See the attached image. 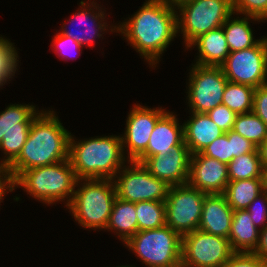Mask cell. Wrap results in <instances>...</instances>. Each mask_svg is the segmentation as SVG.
Wrapping results in <instances>:
<instances>
[{
	"label": "cell",
	"instance_id": "7bdbcfd3",
	"mask_svg": "<svg viewBox=\"0 0 267 267\" xmlns=\"http://www.w3.org/2000/svg\"><path fill=\"white\" fill-rule=\"evenodd\" d=\"M262 185H263V191L267 193V167L263 168Z\"/></svg>",
	"mask_w": 267,
	"mask_h": 267
},
{
	"label": "cell",
	"instance_id": "ffe728a7",
	"mask_svg": "<svg viewBox=\"0 0 267 267\" xmlns=\"http://www.w3.org/2000/svg\"><path fill=\"white\" fill-rule=\"evenodd\" d=\"M192 117L183 123L184 142L191 155L202 152L225 132L211 120L207 113L191 112Z\"/></svg>",
	"mask_w": 267,
	"mask_h": 267
},
{
	"label": "cell",
	"instance_id": "60d3db41",
	"mask_svg": "<svg viewBox=\"0 0 267 267\" xmlns=\"http://www.w3.org/2000/svg\"><path fill=\"white\" fill-rule=\"evenodd\" d=\"M259 157L263 168L267 167V138L258 147Z\"/></svg>",
	"mask_w": 267,
	"mask_h": 267
},
{
	"label": "cell",
	"instance_id": "8992f818",
	"mask_svg": "<svg viewBox=\"0 0 267 267\" xmlns=\"http://www.w3.org/2000/svg\"><path fill=\"white\" fill-rule=\"evenodd\" d=\"M124 244L147 267L181 265L182 237L167 225L157 229L138 231Z\"/></svg>",
	"mask_w": 267,
	"mask_h": 267
},
{
	"label": "cell",
	"instance_id": "4316f807",
	"mask_svg": "<svg viewBox=\"0 0 267 267\" xmlns=\"http://www.w3.org/2000/svg\"><path fill=\"white\" fill-rule=\"evenodd\" d=\"M263 167L259 157L258 149L252 153L243 154L234 158L228 164L229 182L262 178Z\"/></svg>",
	"mask_w": 267,
	"mask_h": 267
},
{
	"label": "cell",
	"instance_id": "44dd1931",
	"mask_svg": "<svg viewBox=\"0 0 267 267\" xmlns=\"http://www.w3.org/2000/svg\"><path fill=\"white\" fill-rule=\"evenodd\" d=\"M193 46L198 48L199 56L195 64L199 66L220 67L230 53L223 27L201 34L187 48Z\"/></svg>",
	"mask_w": 267,
	"mask_h": 267
},
{
	"label": "cell",
	"instance_id": "9a60e30c",
	"mask_svg": "<svg viewBox=\"0 0 267 267\" xmlns=\"http://www.w3.org/2000/svg\"><path fill=\"white\" fill-rule=\"evenodd\" d=\"M191 153L183 142L164 156L156 154L142 164L156 178L165 181L170 187L188 183Z\"/></svg>",
	"mask_w": 267,
	"mask_h": 267
},
{
	"label": "cell",
	"instance_id": "f546056e",
	"mask_svg": "<svg viewBox=\"0 0 267 267\" xmlns=\"http://www.w3.org/2000/svg\"><path fill=\"white\" fill-rule=\"evenodd\" d=\"M14 43L6 40L0 46V78L7 83L10 78H13L17 70V50ZM9 79V80H8Z\"/></svg>",
	"mask_w": 267,
	"mask_h": 267
},
{
	"label": "cell",
	"instance_id": "83f0119b",
	"mask_svg": "<svg viewBox=\"0 0 267 267\" xmlns=\"http://www.w3.org/2000/svg\"><path fill=\"white\" fill-rule=\"evenodd\" d=\"M138 231L157 229L166 225V205L163 201L135 203Z\"/></svg>",
	"mask_w": 267,
	"mask_h": 267
},
{
	"label": "cell",
	"instance_id": "cb8c5ba5",
	"mask_svg": "<svg viewBox=\"0 0 267 267\" xmlns=\"http://www.w3.org/2000/svg\"><path fill=\"white\" fill-rule=\"evenodd\" d=\"M252 19L253 21L259 22L258 18L251 16H246L243 18L234 17L233 19L231 15L226 20L222 27L230 52L250 48L252 46H255L261 40V38L255 40V38L253 37V30L251 29L249 23V21Z\"/></svg>",
	"mask_w": 267,
	"mask_h": 267
},
{
	"label": "cell",
	"instance_id": "7a4b0ae2",
	"mask_svg": "<svg viewBox=\"0 0 267 267\" xmlns=\"http://www.w3.org/2000/svg\"><path fill=\"white\" fill-rule=\"evenodd\" d=\"M71 133L54 111H43L33 120L19 156L7 167L15 179L22 171L69 159Z\"/></svg>",
	"mask_w": 267,
	"mask_h": 267
},
{
	"label": "cell",
	"instance_id": "2e32d148",
	"mask_svg": "<svg viewBox=\"0 0 267 267\" xmlns=\"http://www.w3.org/2000/svg\"><path fill=\"white\" fill-rule=\"evenodd\" d=\"M228 183V164L201 152L191 155L189 185L207 194H223Z\"/></svg>",
	"mask_w": 267,
	"mask_h": 267
},
{
	"label": "cell",
	"instance_id": "7dc6e473",
	"mask_svg": "<svg viewBox=\"0 0 267 267\" xmlns=\"http://www.w3.org/2000/svg\"><path fill=\"white\" fill-rule=\"evenodd\" d=\"M116 267H117V266H116ZM118 267H132V266H129V265H127V266L125 265V266H124V265H122V266H118Z\"/></svg>",
	"mask_w": 267,
	"mask_h": 267
},
{
	"label": "cell",
	"instance_id": "b9f144b4",
	"mask_svg": "<svg viewBox=\"0 0 267 267\" xmlns=\"http://www.w3.org/2000/svg\"><path fill=\"white\" fill-rule=\"evenodd\" d=\"M160 1H163V2H165L167 5L176 8V7L179 6L180 4H182V3L186 2V1H189V0H160Z\"/></svg>",
	"mask_w": 267,
	"mask_h": 267
},
{
	"label": "cell",
	"instance_id": "4fadbf2b",
	"mask_svg": "<svg viewBox=\"0 0 267 267\" xmlns=\"http://www.w3.org/2000/svg\"><path fill=\"white\" fill-rule=\"evenodd\" d=\"M188 84V106L191 112L208 113L222 104L228 82L221 67L192 64Z\"/></svg>",
	"mask_w": 267,
	"mask_h": 267
},
{
	"label": "cell",
	"instance_id": "e575fe53",
	"mask_svg": "<svg viewBox=\"0 0 267 267\" xmlns=\"http://www.w3.org/2000/svg\"><path fill=\"white\" fill-rule=\"evenodd\" d=\"M207 114L224 132H228L233 128L237 116L235 112L223 104L217 105Z\"/></svg>",
	"mask_w": 267,
	"mask_h": 267
},
{
	"label": "cell",
	"instance_id": "1f68e13d",
	"mask_svg": "<svg viewBox=\"0 0 267 267\" xmlns=\"http://www.w3.org/2000/svg\"><path fill=\"white\" fill-rule=\"evenodd\" d=\"M233 13L260 18L267 9V0H232Z\"/></svg>",
	"mask_w": 267,
	"mask_h": 267
},
{
	"label": "cell",
	"instance_id": "d6a6232c",
	"mask_svg": "<svg viewBox=\"0 0 267 267\" xmlns=\"http://www.w3.org/2000/svg\"><path fill=\"white\" fill-rule=\"evenodd\" d=\"M246 211H248L252 222L259 230L265 228L267 226V193L263 191L257 196L246 208Z\"/></svg>",
	"mask_w": 267,
	"mask_h": 267
},
{
	"label": "cell",
	"instance_id": "7c38bea8",
	"mask_svg": "<svg viewBox=\"0 0 267 267\" xmlns=\"http://www.w3.org/2000/svg\"><path fill=\"white\" fill-rule=\"evenodd\" d=\"M234 253L229 239L199 229L182 236L181 265L222 267Z\"/></svg>",
	"mask_w": 267,
	"mask_h": 267
},
{
	"label": "cell",
	"instance_id": "603a6c76",
	"mask_svg": "<svg viewBox=\"0 0 267 267\" xmlns=\"http://www.w3.org/2000/svg\"><path fill=\"white\" fill-rule=\"evenodd\" d=\"M105 230L115 231L125 243L138 232V221L135 203L116 197Z\"/></svg>",
	"mask_w": 267,
	"mask_h": 267
},
{
	"label": "cell",
	"instance_id": "ba28073f",
	"mask_svg": "<svg viewBox=\"0 0 267 267\" xmlns=\"http://www.w3.org/2000/svg\"><path fill=\"white\" fill-rule=\"evenodd\" d=\"M128 164L130 166L122 167L118 172L119 174L117 173L113 179L116 196L133 203L143 201L165 202L170 186L165 181L154 177L142 163L128 161Z\"/></svg>",
	"mask_w": 267,
	"mask_h": 267
},
{
	"label": "cell",
	"instance_id": "ac0fdd59",
	"mask_svg": "<svg viewBox=\"0 0 267 267\" xmlns=\"http://www.w3.org/2000/svg\"><path fill=\"white\" fill-rule=\"evenodd\" d=\"M233 212L223 194H207L198 229L228 239Z\"/></svg>",
	"mask_w": 267,
	"mask_h": 267
},
{
	"label": "cell",
	"instance_id": "5bb4252c",
	"mask_svg": "<svg viewBox=\"0 0 267 267\" xmlns=\"http://www.w3.org/2000/svg\"><path fill=\"white\" fill-rule=\"evenodd\" d=\"M130 111L124 136L121 137L123 152L128 151V160L135 161L148 146L157 121L167 112L162 108H148L135 104ZM127 146V147H126Z\"/></svg>",
	"mask_w": 267,
	"mask_h": 267
},
{
	"label": "cell",
	"instance_id": "9c48e42d",
	"mask_svg": "<svg viewBox=\"0 0 267 267\" xmlns=\"http://www.w3.org/2000/svg\"><path fill=\"white\" fill-rule=\"evenodd\" d=\"M207 193L191 185L171 186L166 205V225L181 237L198 229Z\"/></svg>",
	"mask_w": 267,
	"mask_h": 267
},
{
	"label": "cell",
	"instance_id": "3957f363",
	"mask_svg": "<svg viewBox=\"0 0 267 267\" xmlns=\"http://www.w3.org/2000/svg\"><path fill=\"white\" fill-rule=\"evenodd\" d=\"M121 136L110 135L75 141L70 135L69 160L79 179H114L129 161L124 156Z\"/></svg>",
	"mask_w": 267,
	"mask_h": 267
},
{
	"label": "cell",
	"instance_id": "8fae6325",
	"mask_svg": "<svg viewBox=\"0 0 267 267\" xmlns=\"http://www.w3.org/2000/svg\"><path fill=\"white\" fill-rule=\"evenodd\" d=\"M227 80L257 88L267 82V37L255 46L230 52L220 66Z\"/></svg>",
	"mask_w": 267,
	"mask_h": 267
},
{
	"label": "cell",
	"instance_id": "52a82bcc",
	"mask_svg": "<svg viewBox=\"0 0 267 267\" xmlns=\"http://www.w3.org/2000/svg\"><path fill=\"white\" fill-rule=\"evenodd\" d=\"M175 9L180 13L176 15L177 34L182 32L186 49L198 36L222 27L234 14L232 0H189Z\"/></svg>",
	"mask_w": 267,
	"mask_h": 267
},
{
	"label": "cell",
	"instance_id": "836d02e7",
	"mask_svg": "<svg viewBox=\"0 0 267 267\" xmlns=\"http://www.w3.org/2000/svg\"><path fill=\"white\" fill-rule=\"evenodd\" d=\"M222 267H267V263L253 252H234Z\"/></svg>",
	"mask_w": 267,
	"mask_h": 267
},
{
	"label": "cell",
	"instance_id": "f6af8a7d",
	"mask_svg": "<svg viewBox=\"0 0 267 267\" xmlns=\"http://www.w3.org/2000/svg\"><path fill=\"white\" fill-rule=\"evenodd\" d=\"M7 39L6 38H3L0 36V46L6 41Z\"/></svg>",
	"mask_w": 267,
	"mask_h": 267
},
{
	"label": "cell",
	"instance_id": "8d00e7d4",
	"mask_svg": "<svg viewBox=\"0 0 267 267\" xmlns=\"http://www.w3.org/2000/svg\"><path fill=\"white\" fill-rule=\"evenodd\" d=\"M52 45L53 47H55L53 51L55 50V52L58 53V56L61 59L69 58L68 56L70 55V53L73 54L72 50H75V51L77 50L79 52L81 48L83 47L81 44L76 42L73 38L66 36L60 32L57 33L55 37L53 38Z\"/></svg>",
	"mask_w": 267,
	"mask_h": 267
},
{
	"label": "cell",
	"instance_id": "d590c367",
	"mask_svg": "<svg viewBox=\"0 0 267 267\" xmlns=\"http://www.w3.org/2000/svg\"><path fill=\"white\" fill-rule=\"evenodd\" d=\"M225 133L228 136V141H231V161L243 154L252 153L257 149L250 140L242 137L232 129Z\"/></svg>",
	"mask_w": 267,
	"mask_h": 267
},
{
	"label": "cell",
	"instance_id": "4dcf8cb0",
	"mask_svg": "<svg viewBox=\"0 0 267 267\" xmlns=\"http://www.w3.org/2000/svg\"><path fill=\"white\" fill-rule=\"evenodd\" d=\"M201 153L229 164L231 162V141H228V136L224 133L208 145Z\"/></svg>",
	"mask_w": 267,
	"mask_h": 267
},
{
	"label": "cell",
	"instance_id": "7402d4cb",
	"mask_svg": "<svg viewBox=\"0 0 267 267\" xmlns=\"http://www.w3.org/2000/svg\"><path fill=\"white\" fill-rule=\"evenodd\" d=\"M259 232L248 211L235 210L233 212L228 239L234 252H253L259 242Z\"/></svg>",
	"mask_w": 267,
	"mask_h": 267
},
{
	"label": "cell",
	"instance_id": "6da1fadb",
	"mask_svg": "<svg viewBox=\"0 0 267 267\" xmlns=\"http://www.w3.org/2000/svg\"><path fill=\"white\" fill-rule=\"evenodd\" d=\"M176 15L175 7L160 0H147L129 20L119 26H110L111 32H121L130 46L135 48L151 67H156L162 53L176 37Z\"/></svg>",
	"mask_w": 267,
	"mask_h": 267
},
{
	"label": "cell",
	"instance_id": "277c9868",
	"mask_svg": "<svg viewBox=\"0 0 267 267\" xmlns=\"http://www.w3.org/2000/svg\"><path fill=\"white\" fill-rule=\"evenodd\" d=\"M80 181L83 179L78 180L70 160L67 159L22 171L14 179V186L24 188L30 196L48 205L68 199L65 205L68 207Z\"/></svg>",
	"mask_w": 267,
	"mask_h": 267
},
{
	"label": "cell",
	"instance_id": "ab89813d",
	"mask_svg": "<svg viewBox=\"0 0 267 267\" xmlns=\"http://www.w3.org/2000/svg\"><path fill=\"white\" fill-rule=\"evenodd\" d=\"M253 253L261 257L267 263V226L260 230L259 242Z\"/></svg>",
	"mask_w": 267,
	"mask_h": 267
},
{
	"label": "cell",
	"instance_id": "30bf717a",
	"mask_svg": "<svg viewBox=\"0 0 267 267\" xmlns=\"http://www.w3.org/2000/svg\"><path fill=\"white\" fill-rule=\"evenodd\" d=\"M40 113L34 105L16 103L0 112V150L6 156L0 167L7 168L19 156L32 122Z\"/></svg>",
	"mask_w": 267,
	"mask_h": 267
},
{
	"label": "cell",
	"instance_id": "e0dca14e",
	"mask_svg": "<svg viewBox=\"0 0 267 267\" xmlns=\"http://www.w3.org/2000/svg\"><path fill=\"white\" fill-rule=\"evenodd\" d=\"M176 116L167 111L156 123L147 149L135 160L143 163L156 154L165 155L184 142V126L179 125Z\"/></svg>",
	"mask_w": 267,
	"mask_h": 267
},
{
	"label": "cell",
	"instance_id": "bcb514c9",
	"mask_svg": "<svg viewBox=\"0 0 267 267\" xmlns=\"http://www.w3.org/2000/svg\"><path fill=\"white\" fill-rule=\"evenodd\" d=\"M5 82L0 78V87L3 86Z\"/></svg>",
	"mask_w": 267,
	"mask_h": 267
},
{
	"label": "cell",
	"instance_id": "f35d334b",
	"mask_svg": "<svg viewBox=\"0 0 267 267\" xmlns=\"http://www.w3.org/2000/svg\"><path fill=\"white\" fill-rule=\"evenodd\" d=\"M15 190L14 178L7 168L0 167V203L6 194Z\"/></svg>",
	"mask_w": 267,
	"mask_h": 267
},
{
	"label": "cell",
	"instance_id": "5b68a950",
	"mask_svg": "<svg viewBox=\"0 0 267 267\" xmlns=\"http://www.w3.org/2000/svg\"><path fill=\"white\" fill-rule=\"evenodd\" d=\"M82 183L67 208L80 226L106 229L117 197L113 179H84Z\"/></svg>",
	"mask_w": 267,
	"mask_h": 267
},
{
	"label": "cell",
	"instance_id": "ee69618b",
	"mask_svg": "<svg viewBox=\"0 0 267 267\" xmlns=\"http://www.w3.org/2000/svg\"><path fill=\"white\" fill-rule=\"evenodd\" d=\"M263 20H267V9H266V11L262 14V16L259 18V21L261 22H263Z\"/></svg>",
	"mask_w": 267,
	"mask_h": 267
},
{
	"label": "cell",
	"instance_id": "f1b7e54d",
	"mask_svg": "<svg viewBox=\"0 0 267 267\" xmlns=\"http://www.w3.org/2000/svg\"><path fill=\"white\" fill-rule=\"evenodd\" d=\"M232 130L256 147L267 138V125L253 112L237 114Z\"/></svg>",
	"mask_w": 267,
	"mask_h": 267
},
{
	"label": "cell",
	"instance_id": "74e56055",
	"mask_svg": "<svg viewBox=\"0 0 267 267\" xmlns=\"http://www.w3.org/2000/svg\"><path fill=\"white\" fill-rule=\"evenodd\" d=\"M252 112L267 125V85L255 88Z\"/></svg>",
	"mask_w": 267,
	"mask_h": 267
},
{
	"label": "cell",
	"instance_id": "484cf974",
	"mask_svg": "<svg viewBox=\"0 0 267 267\" xmlns=\"http://www.w3.org/2000/svg\"><path fill=\"white\" fill-rule=\"evenodd\" d=\"M255 88L245 84L227 82L222 104L226 105L236 114H245L252 112L253 98Z\"/></svg>",
	"mask_w": 267,
	"mask_h": 267
},
{
	"label": "cell",
	"instance_id": "d4e9b609",
	"mask_svg": "<svg viewBox=\"0 0 267 267\" xmlns=\"http://www.w3.org/2000/svg\"><path fill=\"white\" fill-rule=\"evenodd\" d=\"M263 192L262 178L231 181L223 195L235 210H246L250 203Z\"/></svg>",
	"mask_w": 267,
	"mask_h": 267
},
{
	"label": "cell",
	"instance_id": "d6986e66",
	"mask_svg": "<svg viewBox=\"0 0 267 267\" xmlns=\"http://www.w3.org/2000/svg\"><path fill=\"white\" fill-rule=\"evenodd\" d=\"M97 3H95L94 1H92L91 3L88 2H83V0L80 2V7L81 10L74 13L72 16V20H68V22H72L74 23V20L80 24L81 26H83L84 33H80L79 35L75 32H71L70 30H67L66 28V24H63V27H61V31L60 33L69 36L71 38H73L76 42H78L79 44H81L83 47L86 44L88 47L93 45V40L96 38H100L102 36V32L103 31H107V23L103 22L105 21V13L104 11H102V8H100L99 4L96 5ZM92 5V6H91ZM98 6V7H97ZM98 10V11H95ZM100 8V9H99ZM92 10V12H91ZM95 11V12H94ZM91 20V23L89 24V21ZM84 22V23H83ZM75 23V24H77ZM83 24V25H82ZM93 24V25H91ZM87 25H90L88 28H86ZM95 27V28H94ZM97 28V29H96ZM81 30V29H80ZM91 31V32H90ZM101 32V33H99ZM89 34V35H88ZM93 38V40H92Z\"/></svg>",
	"mask_w": 267,
	"mask_h": 267
}]
</instances>
